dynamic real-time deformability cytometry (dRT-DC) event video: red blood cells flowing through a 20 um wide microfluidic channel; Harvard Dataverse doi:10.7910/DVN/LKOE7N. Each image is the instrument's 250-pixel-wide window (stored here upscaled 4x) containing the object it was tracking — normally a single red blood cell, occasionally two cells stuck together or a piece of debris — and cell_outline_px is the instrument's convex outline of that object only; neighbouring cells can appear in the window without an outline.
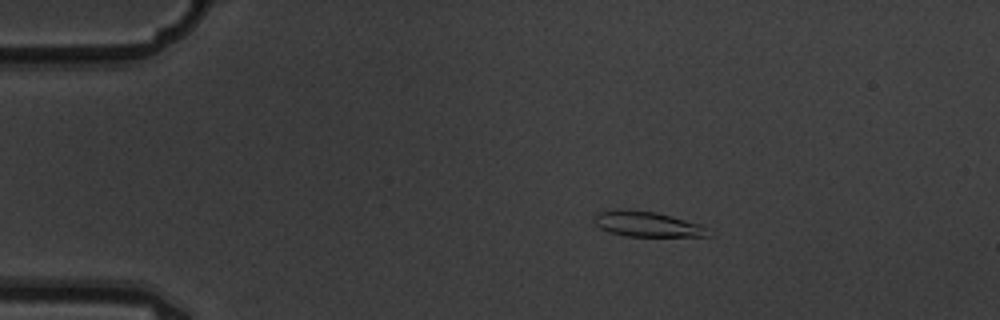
{"species": "common noctule bat (a hibernating species)", "species_latin": "Nyctalus noctula", "temperature_condition": "warm", "stored_images_in_passage": 6, "camera_frame_rate_fps": 3000, "um_per_image_px": 0.085, "animal": {"sex": "male", "body_mass_g": 19.5, "forearm_length_mm": 54.6}, "frame": {"image": 1, "passage_image": 3, "time_ms": 0.667, "image_size_px": [1000, 320], "cell_outline_px": [[712, 236], [624, 236], [608, 232], [600, 228], [596, 224], [592, 216], [596, 212], [616, 208], [656, 212], [672, 216], [700, 224]], "centroid_in_image_um": [54.91, 19.03], "position_along_channel_um": 30.1, "area_um2": 16.88}}
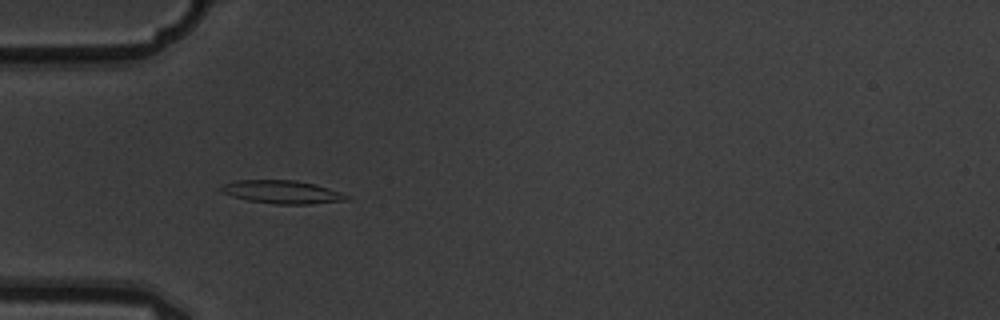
{"frame": {"image": 2, "passage_image": 5, "time_ms": 1.333, "image_size_px": [1000, 320], "cell_outline_px": [[352, 196], [348, 200], [308, 204], [276, 204], [248, 200], [232, 196], [220, 192], [216, 188], [224, 184], [236, 180], [296, 180], [316, 184]], "centroid_in_image_um": [23.96, 16.31], "position_along_channel_um": 61.0, "area_um2": 17.05}}